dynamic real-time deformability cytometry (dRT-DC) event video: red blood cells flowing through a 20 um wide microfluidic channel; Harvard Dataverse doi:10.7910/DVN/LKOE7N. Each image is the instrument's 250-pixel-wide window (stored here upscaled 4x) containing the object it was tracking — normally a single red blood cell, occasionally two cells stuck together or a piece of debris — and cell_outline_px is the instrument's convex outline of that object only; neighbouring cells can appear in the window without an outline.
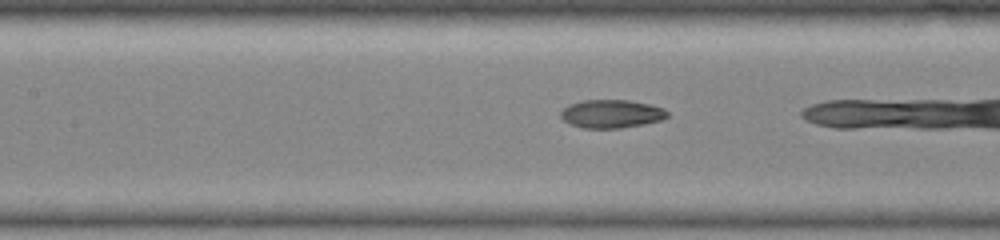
{"species": "common noctule bat (a hibernating species)", "species_latin": "Nyctalus noctula", "temperature_condition": "warm", "stored_images_in_passage": 29, "camera_frame_rate_fps": 3000, "um_per_image_px": 0.085, "animal": {"sex": "female", "body_mass_g": 19.0, "forearm_length_mm": 51.5}, "frame": {"image": 1, "passage_image": 21, "time_ms": 6.667, "image_size_px": [1000, 240], "cell_outline_px": [[668, 116], [660, 120], [644, 124], [620, 128], [584, 128], [568, 124], [560, 116], [560, 112], [568, 104], [584, 100], [628, 100], [648, 104], [664, 108], [668, 112]], "centroid_in_image_um": [51.94, 9.67], "position_along_channel_um": 155.5, "area_um2": 17.57}}
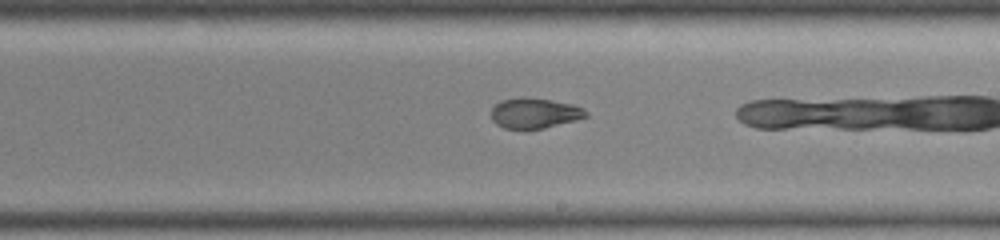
{"frame": {"image": 2, "passage_image": 28, "time_ms": 9.0, "image_size_px": [1000, 240], "cell_outline_px": [[588, 116], [576, 120], [544, 128], [504, 128], [496, 124], [492, 120], [492, 108], [500, 100], [520, 96], [524, 96], [552, 100], [572, 104], [584, 108], [588, 112]], "centroid_in_image_um": [45.44, 9.59], "position_along_channel_um": 243.6, "area_um2": 16.82}}